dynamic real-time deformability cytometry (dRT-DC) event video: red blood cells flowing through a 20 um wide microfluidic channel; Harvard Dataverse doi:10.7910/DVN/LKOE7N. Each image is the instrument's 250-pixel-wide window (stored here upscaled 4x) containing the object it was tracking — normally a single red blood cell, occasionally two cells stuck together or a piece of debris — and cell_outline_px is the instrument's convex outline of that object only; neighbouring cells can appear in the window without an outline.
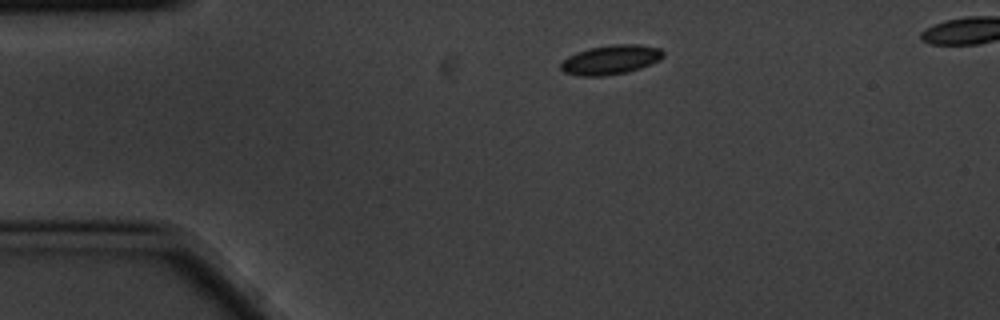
{"species": "common noctule bat (a hibernating species)", "species_latin": "Nyctalus noctula", "temperature_condition": "cold", "stored_images_in_passage": 6, "camera_frame_rate_fps": 3000, "um_per_image_px": 0.085, "animal": {"sex": "male", "body_mass_g": 20.1, "forearm_length_mm": 53.5}, "frame": {"image": 1, "passage_image": 6, "time_ms": 1.667, "image_size_px": [1000, 320], "cell_outline_px": [[664, 56], [660, 60], [652, 64], [628, 72], [604, 76], [580, 76], [564, 72], [560, 68], [560, 64], [568, 56], [576, 52], [588, 48], [612, 44], [640, 44], [660, 48], [664, 52]], "centroid_in_image_um": [51.93, 5.07], "position_along_channel_um": 33.1, "area_um2": 17.74}}